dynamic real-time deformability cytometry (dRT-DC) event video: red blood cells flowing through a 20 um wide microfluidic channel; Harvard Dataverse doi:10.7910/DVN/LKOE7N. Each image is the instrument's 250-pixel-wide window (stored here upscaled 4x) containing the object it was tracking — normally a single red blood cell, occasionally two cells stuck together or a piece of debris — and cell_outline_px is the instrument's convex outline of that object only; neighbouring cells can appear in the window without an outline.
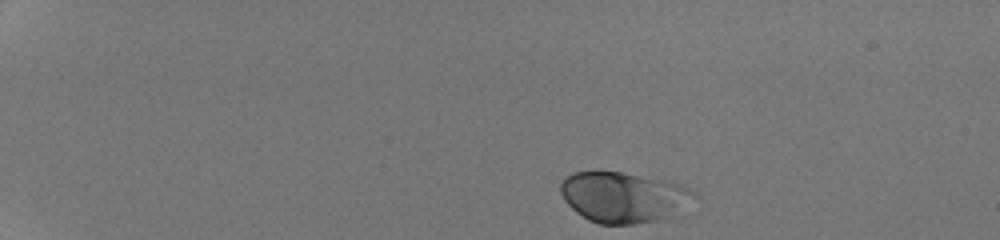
{"species": "human", "species_latin": "Homo sapiens", "temperature_condition": "room temperature", "stored_images_in_passage": 42, "camera_frame_rate_fps": 3000, "um_per_image_px": 0.085, "donor": {"sex": "male"}, "frame": {"image": 1, "passage_image": 1, "time_ms": 0.0, "image_size_px": [1000, 240], "cell_outline_px": [[700, 196], [684, 216], [632, 224], [600, 224], [588, 220], [576, 212], [564, 200], [560, 192], [560, 184], [564, 176], [572, 172], [620, 172], [668, 180], [684, 184], [696, 192]], "centroid_in_image_um": [53.16, 16.78], "position_along_channel_um": 31.8, "area_um2": 40.86}}
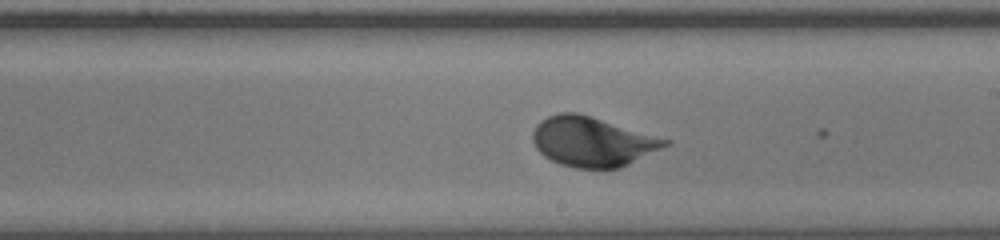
{"frame": {"image": 2, "passage_image": 24, "time_ms": 7.667, "image_size_px": [1000, 240], "cell_outline_px": [[672, 140], [668, 144], [620, 168], [576, 168], [560, 164], [544, 156], [536, 148], [532, 140], [532, 132], [536, 124], [540, 120], [548, 116], [560, 112], [576, 112], [592, 116]], "centroid_in_image_um": [50.31, 12.02], "position_along_channel_um": 238.7, "area_um2": 38.21}}
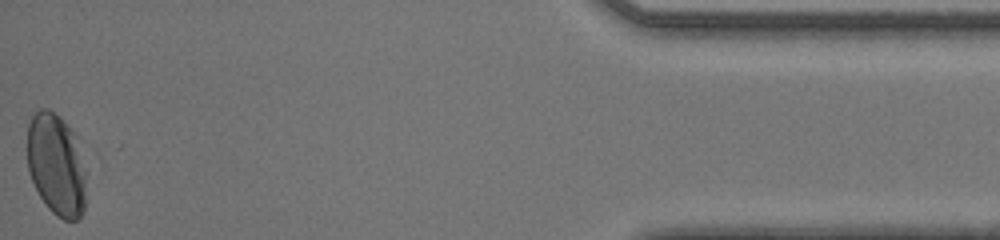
{"frame": {"image": 3, "passage_image": 42, "time_ms": 13.667, "image_size_px": [1000, 240], "cell_outline_px": [[84, 212], [76, 220], [64, 220], [56, 216], [48, 208], [40, 196], [28, 172], [28, 124], [32, 116], [40, 108], [48, 108], [60, 116], [76, 136], [84, 172]], "centroid_in_image_um": [4.76, 13.99], "position_along_channel_um": 430.4, "area_um2": 34.68}, "authors_computed_cell_mechanics": {"area_um2": 37.6567, "velocity_mm_per_s": 4.2316, "shape_relaxation_time_tau1_ms": 3.7715, "shape_relaxation_time_tau2_ms": null, "deformation_change_tau1": 0.1589, "deformation_change_tau2": null}}